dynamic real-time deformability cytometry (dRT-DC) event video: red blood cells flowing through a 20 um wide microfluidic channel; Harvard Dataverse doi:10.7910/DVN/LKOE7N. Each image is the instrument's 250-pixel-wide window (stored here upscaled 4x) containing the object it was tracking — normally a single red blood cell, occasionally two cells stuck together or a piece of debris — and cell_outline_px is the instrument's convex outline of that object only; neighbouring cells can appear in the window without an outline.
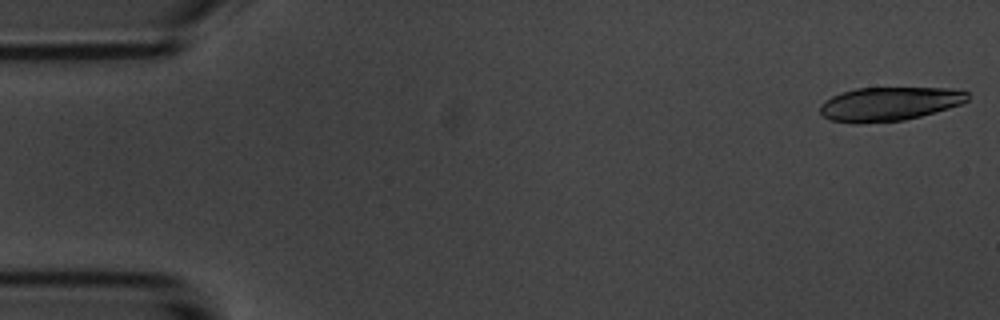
{"species": "common noctule bat (a hibernating species)", "species_latin": "Nyctalus noctula", "temperature_condition": "room temperature", "stored_images_in_passage": 6, "camera_frame_rate_fps": 3000, "um_per_image_px": 0.085, "animal": {"sex": "male", "body_mass_g": 20.1, "forearm_length_mm": 53.5}, "frame": {"image": 1, "passage_image": 1, "time_ms": 0.0, "image_size_px": [1000, 320], "cell_outline_px": [[968, 100], [960, 104], [948, 108], [920, 116], [904, 120], [860, 124], [852, 124], [828, 120], [820, 112], [820, 104], [824, 100], [840, 92], [856, 88], [948, 88], [968, 92]], "centroid_in_image_um": [75.52, 8.84], "position_along_channel_um": 9.5, "area_um2": 29.25}}